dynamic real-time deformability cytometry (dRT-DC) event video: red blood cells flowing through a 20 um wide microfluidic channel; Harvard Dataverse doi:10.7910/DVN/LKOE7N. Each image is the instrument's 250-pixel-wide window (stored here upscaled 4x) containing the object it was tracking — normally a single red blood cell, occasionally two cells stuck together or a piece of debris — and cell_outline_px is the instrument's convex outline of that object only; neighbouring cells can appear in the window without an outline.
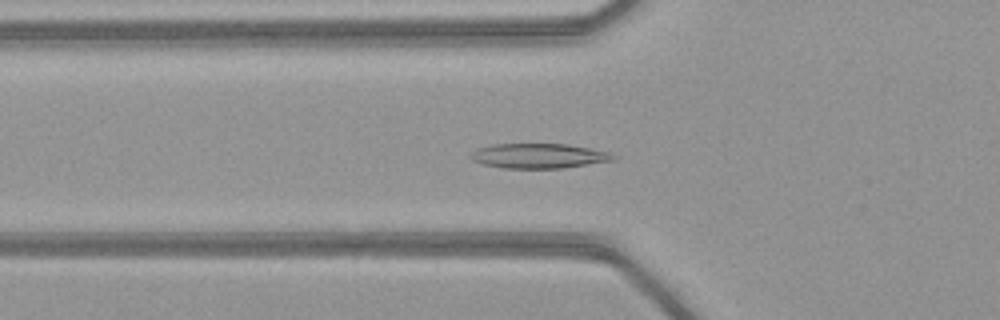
{"species": "common noctule bat (a hibernating species)", "species_latin": "Nyctalus noctula", "temperature_condition": "warm", "stored_images_in_passage": 50, "camera_frame_rate_fps": 3000, "um_per_image_px": 0.085, "animal": {"sex": "female", "body_mass_g": 21.9}, "frame": {"image": 1, "passage_image": 18, "time_ms": 5.667, "image_size_px": [1000, 320], "cell_outline_px": [[616, 160], [564, 168], [504, 168], [484, 164], [472, 160], [468, 156], [476, 148], [492, 144], [568, 144], [608, 152], [616, 156]], "centroid_in_image_um": [45.78, 13.25], "position_along_channel_um": 80.0, "area_um2": 20.63}}
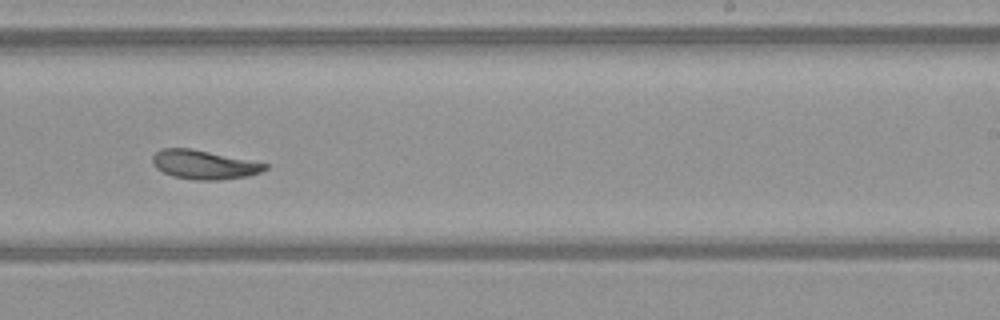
{"frame": {"image": 2, "passage_image": 32, "time_ms": 10.333, "image_size_px": [1000, 320], "cell_outline_px": [[268, 168], [260, 172], [248, 176], [220, 180], [196, 180], [172, 176], [156, 168], [152, 164], [152, 156], [160, 148], [192, 148], [268, 164]], "centroid_in_image_um": [17.31, 13.99], "position_along_channel_um": 271.7, "area_um2": 19.02}}
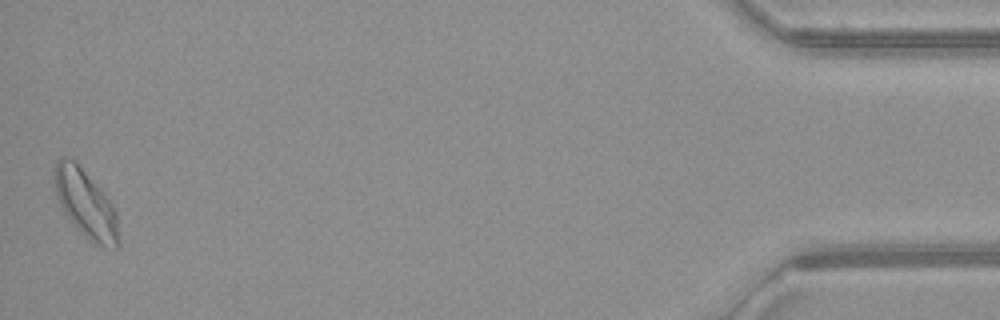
{"frame": {"image": 3, "passage_image": 50, "time_ms": 16.333, "image_size_px": [1000, 320], "cell_outline_px": [[120, 244], [116, 248], [100, 244], [88, 240], [72, 224], [60, 208], [52, 188], [52, 176], [56, 160], [60, 156], [64, 156], [76, 160], [100, 188], [112, 204], [116, 212], [120, 236]], "centroid_in_image_um": [7.22, 17.27], "position_along_channel_um": 428.0, "area_um2": 26.24}, "authors_computed_cell_mechanics": {"area_um2": 20.519, "velocity_mm_per_s": 4.0897, "shape_relaxation_time_tau1_ms": 4.3822, "shape_relaxation_time_tau2_ms": null, "deformation_change_tau1": 0.1336, "deformation_change_tau2": null}}